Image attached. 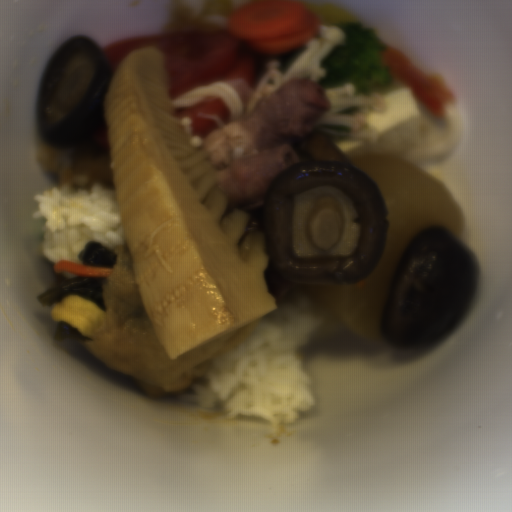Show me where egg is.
<instances>
[{"instance_id": "obj_1", "label": "egg", "mask_w": 512, "mask_h": 512, "mask_svg": "<svg viewBox=\"0 0 512 512\" xmlns=\"http://www.w3.org/2000/svg\"><path fill=\"white\" fill-rule=\"evenodd\" d=\"M52 318L74 327L85 339H92L105 321L107 312L79 293H70L51 305Z\"/></svg>"}]
</instances>
